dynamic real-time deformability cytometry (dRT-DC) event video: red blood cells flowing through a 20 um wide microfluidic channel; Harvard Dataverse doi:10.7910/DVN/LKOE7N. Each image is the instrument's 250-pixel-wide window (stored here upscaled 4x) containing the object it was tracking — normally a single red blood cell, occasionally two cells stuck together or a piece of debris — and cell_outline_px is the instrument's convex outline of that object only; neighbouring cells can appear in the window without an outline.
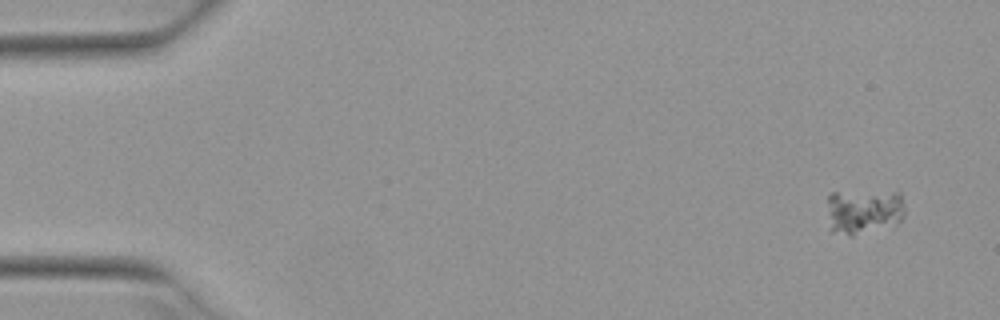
{"species": "Egyptian fruit bat (a non-hibernating species)", "species_latin": "Rousettus aegyptiacus", "temperature_condition": "warm", "stored_images_in_passage": 6, "camera_frame_rate_fps": 3000, "um_per_image_px": 0.085, "animal": {"sex": "female"}, "frame": {"image": 1, "passage_image": 1, "time_ms": 0.0, "image_size_px": [1000, 320], "cell_outline_px": [[904, 216], [900, 220], [852, 236], [832, 232], [828, 200], [828, 196], [832, 192], [900, 192], [904, 208]], "centroid_in_image_um": [73.41, 17.93], "position_along_channel_um": 11.6, "area_um2": 19.71}}
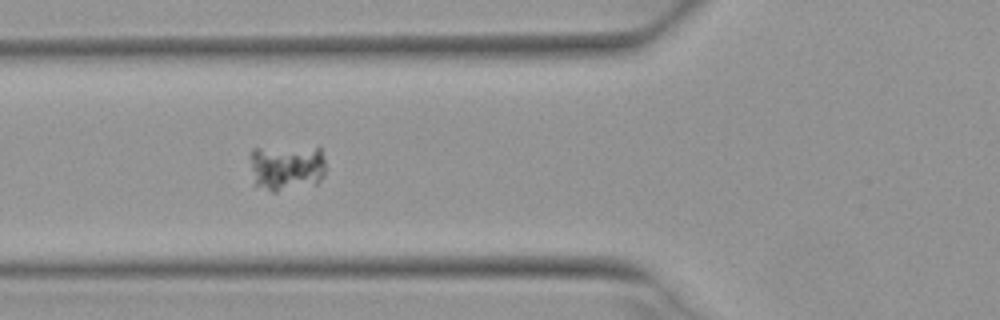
{"frame": {"image": 2, "passage_image": 5, "time_ms": 1.333, "image_size_px": [1000, 320], "cell_outline_px": [[324, 176], [316, 184], [276, 192], [272, 192], [256, 184], [248, 156], [252, 148], [320, 148], [324, 160]], "centroid_in_image_um": [24.35, 14.24], "position_along_channel_um": 101.4, "area_um2": 20.29}}
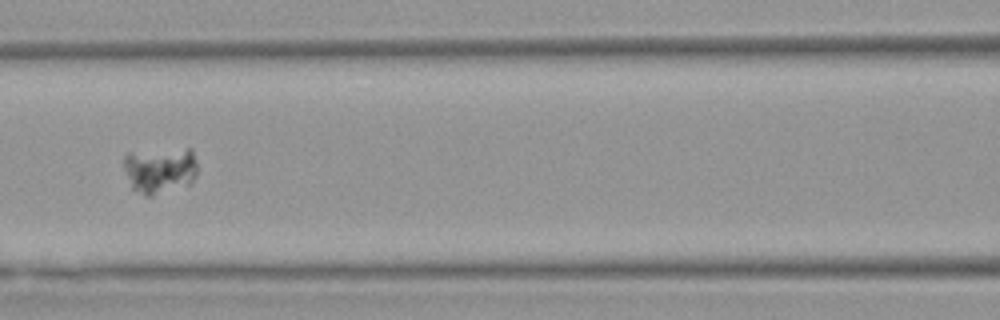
{"frame": {"image": 3, "passage_image": 6, "time_ms": 1.667, "image_size_px": [1000, 320], "cell_outline_px": [[196, 176], [188, 184], [152, 196], [144, 196], [132, 188], [124, 168], [124, 156], [128, 152], [188, 148], [192, 148], [196, 160]], "centroid_in_image_um": [13.59, 14.44], "position_along_channel_um": 153.0, "area_um2": 19.88}}